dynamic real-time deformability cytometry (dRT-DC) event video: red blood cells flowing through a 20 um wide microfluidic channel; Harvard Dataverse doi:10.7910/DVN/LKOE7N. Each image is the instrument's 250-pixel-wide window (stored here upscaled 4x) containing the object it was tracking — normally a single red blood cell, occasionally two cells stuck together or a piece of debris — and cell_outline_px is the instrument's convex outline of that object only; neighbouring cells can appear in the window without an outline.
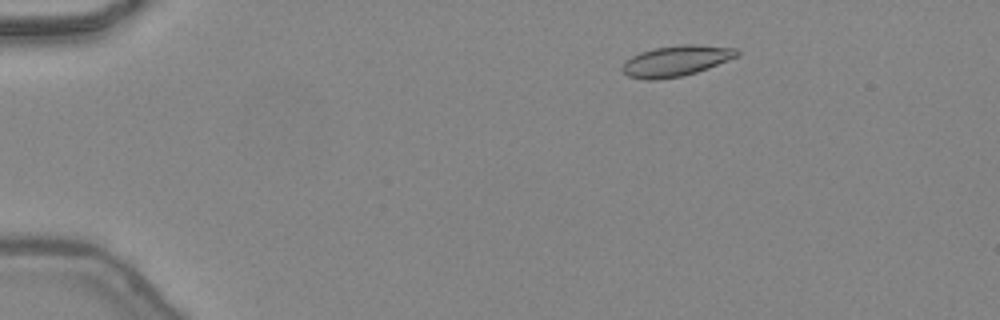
{"species": "common noctule bat (a hibernating species)", "species_latin": "Nyctalus noctula", "temperature_condition": "warm", "stored_images_in_passage": 15, "camera_frame_rate_fps": 3000, "um_per_image_px": 0.085, "animal": {"sex": "female", "body_mass_g": 24.6, "forearm_length_mm": 56.2}, "frame": {"image": 1, "passage_image": 7, "time_ms": 2.0, "image_size_px": [1000, 320], "cell_outline_px": [[740, 56], [708, 68], [696, 72], [680, 76], [656, 80], [648, 80], [628, 76], [620, 68], [632, 56], [640, 52], [656, 48], [680, 44], [692, 44], [736, 48], [740, 52]], "centroid_in_image_um": [57.5, 5.17], "position_along_channel_um": 27.5, "area_um2": 20.4}}
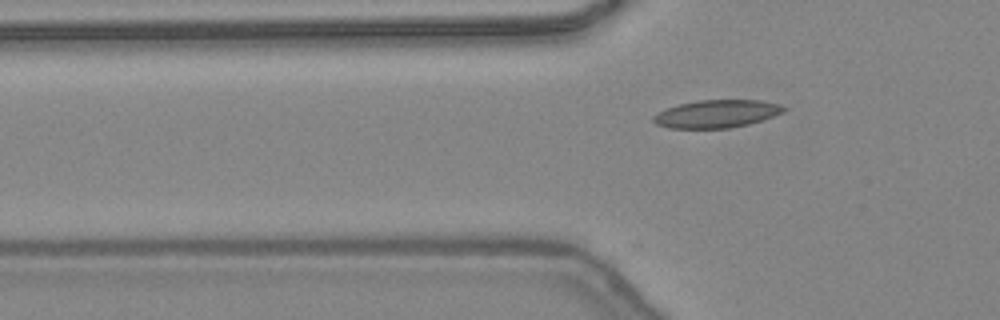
{"frame": {"image": 2, "passage_image": 15, "time_ms": 4.667, "image_size_px": [1000, 320], "cell_outline_px": [[788, 108], [784, 112], [748, 124], [728, 128], [668, 128], [656, 124], [652, 120], [652, 116], [668, 108], [680, 104], [696, 100], [760, 100], [780, 104]], "centroid_in_image_um": [60.92, 9.67], "position_along_channel_um": 64.9, "area_um2": 20.98}}